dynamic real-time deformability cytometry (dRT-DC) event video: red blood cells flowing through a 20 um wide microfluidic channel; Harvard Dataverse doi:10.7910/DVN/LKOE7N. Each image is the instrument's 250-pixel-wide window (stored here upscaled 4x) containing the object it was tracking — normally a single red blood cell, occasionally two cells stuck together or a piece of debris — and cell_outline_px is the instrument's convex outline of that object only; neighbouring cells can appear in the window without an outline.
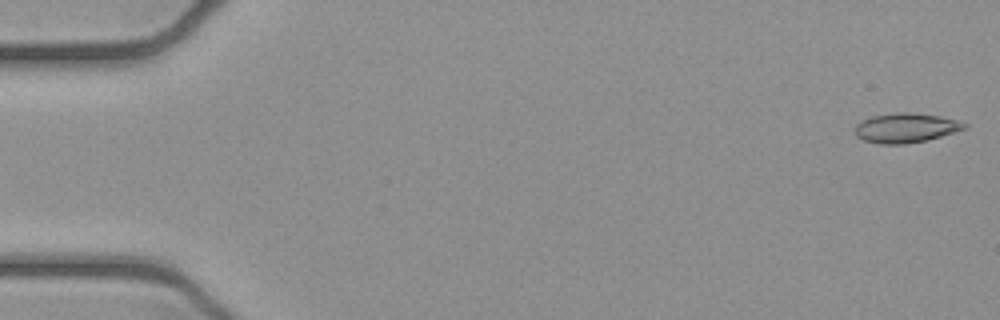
{"species": "common noctule bat (a hibernating species)", "species_latin": "Nyctalus noctula", "temperature_condition": "cold", "stored_images_in_passage": 52, "camera_frame_rate_fps": 3000, "um_per_image_px": 0.085, "animal": {"sex": "female", "body_mass_g": 21.9}, "frame": {"image": 1, "passage_image": 1, "time_ms": 0.0, "image_size_px": [1000, 320], "cell_outline_px": [[968, 128], [928, 140], [904, 144], [880, 144], [864, 140], [856, 136], [856, 124], [860, 120], [872, 116], [896, 112], [912, 112], [940, 116], [956, 120], [968, 124]], "centroid_in_image_um": [77.0, 10.86], "position_along_channel_um": 8.0, "area_um2": 18.96}}
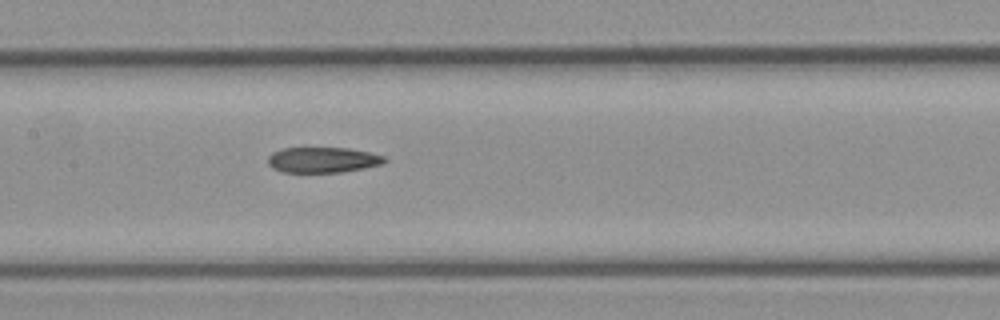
{"frame": {"image": 2, "passage_image": 25, "time_ms": 8.0, "image_size_px": [1000, 320], "cell_outline_px": [[388, 160], [380, 164], [364, 168], [340, 172], [280, 172], [272, 168], [268, 164], [268, 156], [272, 152], [284, 148], [348, 148], [368, 152], [384, 156]], "centroid_in_image_um": [27.4, 13.59], "position_along_channel_um": 180.0, "area_um2": 17.28}}
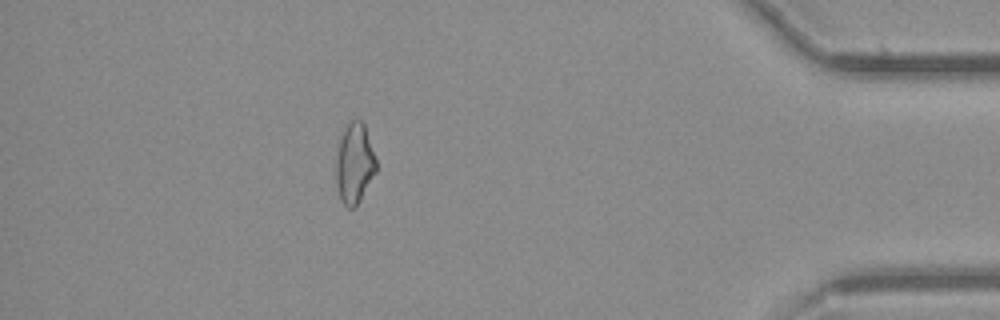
{"frame": {"image": 3, "passage_image": 46, "time_ms": 15.0, "image_size_px": [1000, 320], "cell_outline_px": [[376, 172], [360, 200], [352, 208], [348, 208], [340, 200], [336, 180], [336, 160], [340, 136], [344, 128], [352, 120], [360, 120], [364, 124], [376, 160]], "centroid_in_image_um": [30.12, 13.89], "position_along_channel_um": 405.1, "area_um2": 18.55}, "authors_computed_cell_mechanics": {"area_um2": 18.7272, "velocity_mm_per_s": 3.9219, "shape_relaxation_time_tau1_ms": null, "shape_relaxation_time_tau2_ms": 10.8148, "deformation_change_tau1": null, "deformation_change_tau2": 0.2064}}